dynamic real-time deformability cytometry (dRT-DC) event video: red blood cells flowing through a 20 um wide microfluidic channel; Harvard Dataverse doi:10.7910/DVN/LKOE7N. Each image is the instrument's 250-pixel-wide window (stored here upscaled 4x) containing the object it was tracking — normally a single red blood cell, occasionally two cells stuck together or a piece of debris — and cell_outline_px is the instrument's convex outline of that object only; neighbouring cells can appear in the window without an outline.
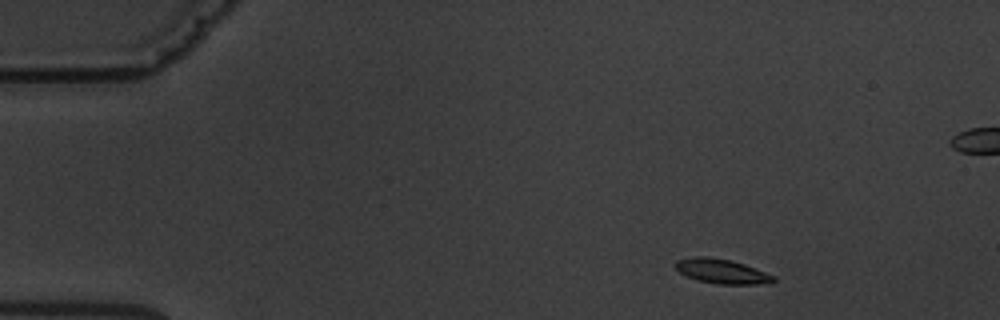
{"species": "common noctule bat (a hibernating species)", "species_latin": "Nyctalus noctula", "temperature_condition": "warm", "stored_images_in_passage": 6, "camera_frame_rate_fps": 3000, "um_per_image_px": 0.085, "animal": {"sex": "male", "body_mass_g": 19.5, "forearm_length_mm": 54.6}, "frame": {"image": 1, "passage_image": 1, "time_ms": 0.0, "image_size_px": [1000, 320], "cell_outline_px": [[776, 280], [756, 284], [716, 284], [696, 280], [680, 272], [676, 268], [676, 260], [692, 256], [708, 256], [732, 260], [756, 268], [776, 276]], "centroid_in_image_um": [61.34, 23.04], "position_along_channel_um": 23.7, "area_um2": 14.05}}
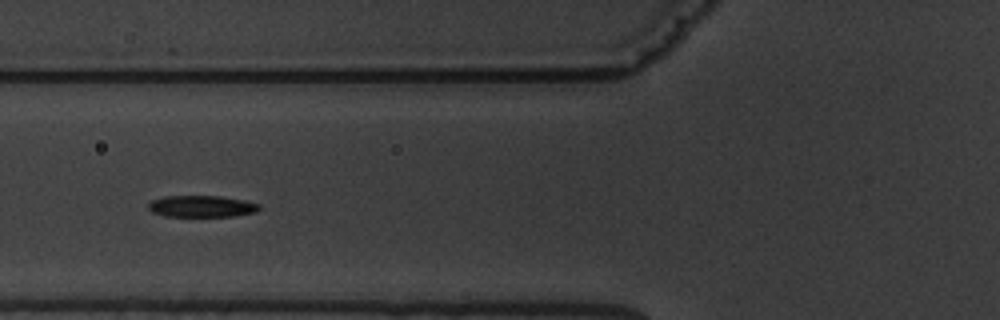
{"frame": {"image": 2, "passage_image": 5, "time_ms": 4.667, "image_size_px": [1000, 320], "cell_outline_px": [[260, 208], [256, 212], [236, 216], [164, 216], [152, 212], [148, 208], [148, 204], [152, 200], [164, 196], [220, 196], [244, 200], [260, 204]], "centroid_in_image_um": [17.15, 17.53], "position_along_channel_um": 108.7, "area_um2": 13.99}}
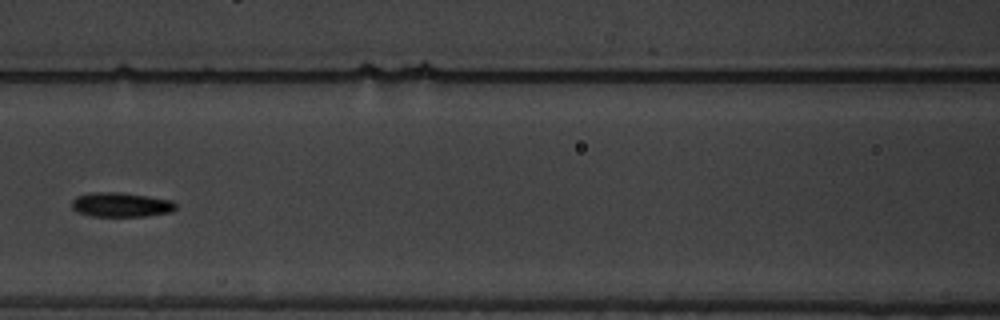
{"frame": {"image": 3, "passage_image": 6, "time_ms": 6.0, "image_size_px": [1000, 320], "cell_outline_px": [[176, 208], [172, 212], [148, 216], [92, 216], [76, 212], [72, 208], [72, 200], [76, 196], [92, 192], [116, 192], [148, 196], [172, 200], [176, 204]], "centroid_in_image_um": [10.28, 17.4], "position_along_channel_um": 156.3, "area_um2": 14.91}}